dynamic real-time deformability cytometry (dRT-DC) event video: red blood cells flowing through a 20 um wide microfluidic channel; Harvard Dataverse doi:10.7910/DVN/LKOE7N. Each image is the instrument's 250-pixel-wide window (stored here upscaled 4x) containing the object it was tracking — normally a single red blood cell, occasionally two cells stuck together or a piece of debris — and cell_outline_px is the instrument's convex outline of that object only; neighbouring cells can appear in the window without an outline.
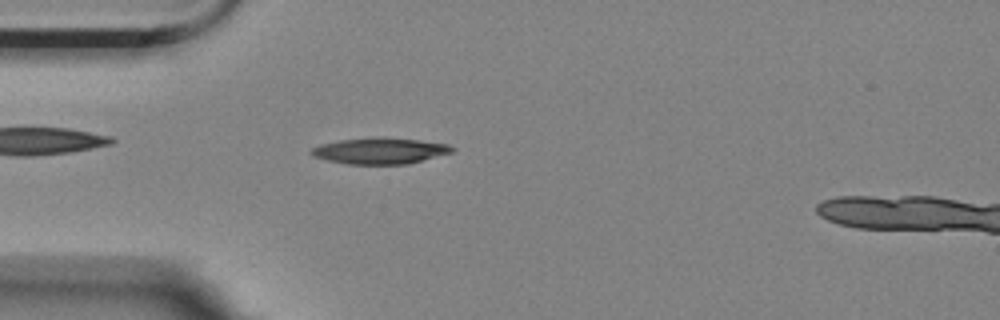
{"species": "Egyptian fruit bat (a non-hibernating species)", "species_latin": "Rousettus aegyptiacus", "temperature_condition": "room temperature", "stored_images_in_passage": 5, "camera_frame_rate_fps": 3000, "um_per_image_px": 0.085, "animal": {"sex": "female"}, "frame": {"image": 1, "passage_image": 5, "time_ms": 1.333, "image_size_px": [1000, 320], "cell_outline_px": [[456, 148], [452, 152], [408, 164], [348, 164], [328, 160], [312, 156], [308, 152], [312, 148], [320, 144], [340, 140], [416, 140], [448, 144]], "centroid_in_image_um": [32.27, 12.87], "position_along_channel_um": 52.7, "area_um2": 20.35}}